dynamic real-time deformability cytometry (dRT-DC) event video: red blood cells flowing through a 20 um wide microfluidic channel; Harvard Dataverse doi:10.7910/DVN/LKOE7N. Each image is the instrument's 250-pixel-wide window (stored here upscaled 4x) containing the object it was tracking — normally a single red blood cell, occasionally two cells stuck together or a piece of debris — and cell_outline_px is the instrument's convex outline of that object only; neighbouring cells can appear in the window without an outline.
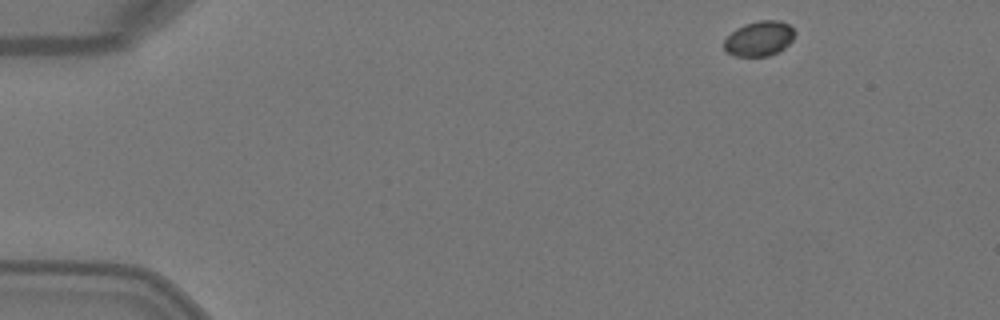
{"species": "Egyptian fruit bat (a non-hibernating species)", "species_latin": "Rousettus aegyptiacus", "temperature_condition": "warm", "stored_images_in_passage": 4, "camera_frame_rate_fps": 3000, "um_per_image_px": 0.085, "animal": {"sex": "female"}, "frame": {"image": 1, "passage_image": 1, "time_ms": 0.0, "image_size_px": [1000, 320], "cell_outline_px": [[796, 32], [792, 40], [784, 48], [768, 56], [736, 56], [728, 52], [724, 48], [724, 40], [736, 28], [744, 24], [760, 20], [780, 20], [788, 24]], "centroid_in_image_um": [64.54, 3.26], "position_along_channel_um": 20.5, "area_um2": 14.33}}
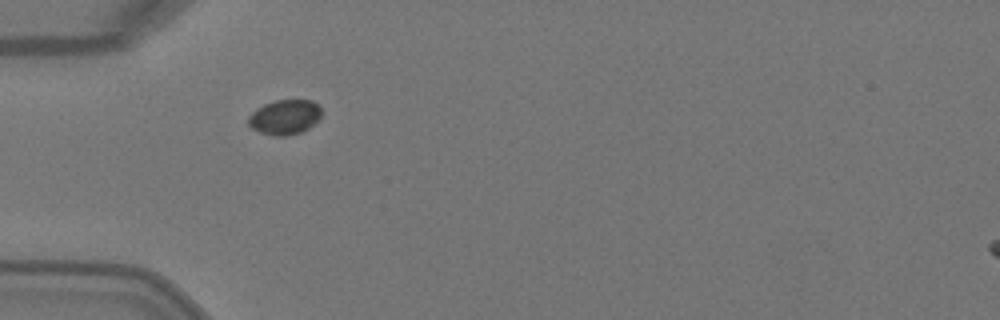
{"frame": {"image": 2, "passage_image": 4, "time_ms": 1.0, "image_size_px": [1000, 320], "cell_outline_px": [[320, 116], [308, 128], [300, 132], [288, 136], [272, 136], [260, 132], [252, 128], [248, 124], [248, 116], [256, 108], [264, 104], [276, 100], [312, 100], [320, 108]], "centroid_in_image_um": [24.16, 9.96], "position_along_channel_um": 60.8, "area_um2": 14.74}}